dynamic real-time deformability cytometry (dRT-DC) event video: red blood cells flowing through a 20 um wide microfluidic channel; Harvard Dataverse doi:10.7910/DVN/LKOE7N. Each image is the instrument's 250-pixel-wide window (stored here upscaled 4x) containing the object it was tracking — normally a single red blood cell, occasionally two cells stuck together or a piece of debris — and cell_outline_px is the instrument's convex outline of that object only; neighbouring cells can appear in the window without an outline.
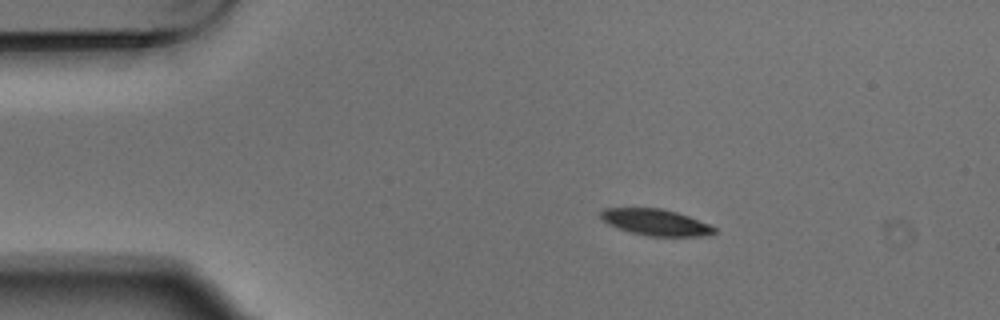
{"species": "Egyptian fruit bat (a non-hibernating species)", "species_latin": "Rousettus aegyptiacus", "temperature_condition": "warm", "stored_images_in_passage": 5, "camera_frame_rate_fps": 3000, "um_per_image_px": 0.085, "animal": {"sex": "male"}, "frame": {"image": 1, "passage_image": 2, "time_ms": 0.333, "image_size_px": [1000, 320], "cell_outline_px": [[716, 232], [708, 236], [648, 236], [632, 232], [608, 224], [600, 220], [600, 212], [604, 208], [660, 208], [676, 212], [688, 216], [708, 224], [716, 228]], "centroid_in_image_um": [55.72, 18.89], "position_along_channel_um": 29.3, "area_um2": 17.34}}
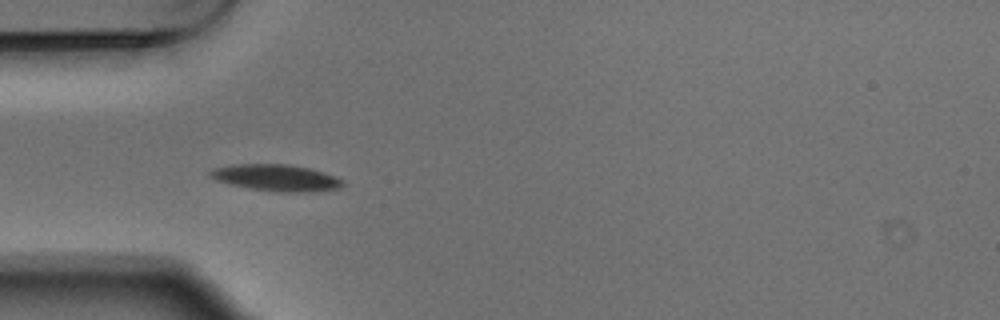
{"frame": {"image": 2, "passage_image": 4, "time_ms": 1.0, "image_size_px": [1000, 320], "cell_outline_px": [[344, 184], [340, 188], [312, 192], [276, 192], [252, 188], [232, 184], [216, 180], [208, 176], [208, 172], [212, 168], [232, 164], [288, 164], [308, 168], [344, 180]], "centroid_in_image_um": [23.44, 15.11], "position_along_channel_um": 61.6, "area_um2": 20.4}}
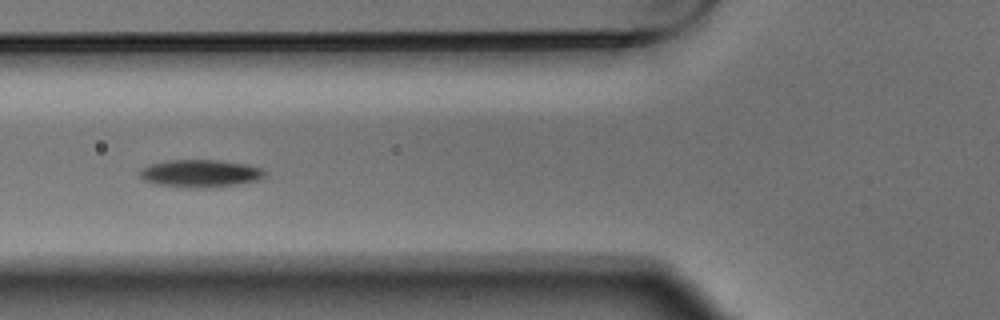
{"frame": {"image": 3, "passage_image": 5, "time_ms": 1.333, "image_size_px": [1000, 320], "cell_outline_px": [[264, 176], [256, 180], [236, 184], [208, 188], [192, 188], [156, 184], [144, 180], [140, 176], [140, 168], [148, 164], [168, 160], [216, 160], [248, 164], [264, 168]], "centroid_in_image_um": [17.0, 14.73], "position_along_channel_um": 108.8, "area_um2": 20.11}}